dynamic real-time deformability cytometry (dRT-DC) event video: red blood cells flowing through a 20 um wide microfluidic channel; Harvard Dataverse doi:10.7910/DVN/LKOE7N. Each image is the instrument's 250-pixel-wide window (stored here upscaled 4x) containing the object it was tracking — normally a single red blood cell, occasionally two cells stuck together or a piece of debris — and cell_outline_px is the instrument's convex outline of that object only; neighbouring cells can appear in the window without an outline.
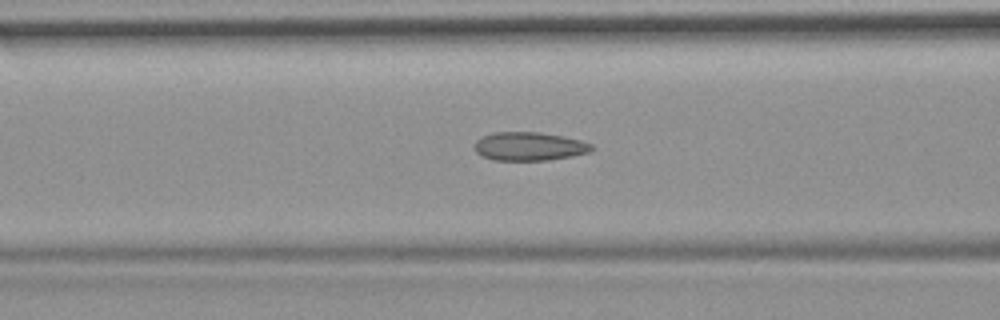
{"species": "common noctule bat (a hibernating species)", "species_latin": "Nyctalus noctula", "temperature_condition": "room temperature", "stored_images_in_passage": 46, "camera_frame_rate_fps": 3000, "um_per_image_px": 0.085, "animal": {"sex": "female", "body_mass_g": 19.9}, "frame": {"image": 1, "passage_image": 14, "time_ms": 4.333, "image_size_px": [1000, 320], "cell_outline_px": [[596, 148], [592, 152], [572, 156], [548, 160], [492, 160], [480, 156], [476, 152], [476, 140], [480, 136], [496, 132], [540, 132], [564, 136], [580, 140], [592, 144]], "centroid_in_image_um": [45.02, 12.44], "position_along_channel_um": 121.6, "area_um2": 19.71}, "authors_computed_cell_mechanics": {"area_um2": 19.1029, "velocity_mm_per_s": 3.7392, "shape_relaxation_time_tau1_ms": null, "shape_relaxation_time_tau2_ms": 1.6243, "deformation_change_tau1": null, "deformation_change_tau2": 0.0864}}